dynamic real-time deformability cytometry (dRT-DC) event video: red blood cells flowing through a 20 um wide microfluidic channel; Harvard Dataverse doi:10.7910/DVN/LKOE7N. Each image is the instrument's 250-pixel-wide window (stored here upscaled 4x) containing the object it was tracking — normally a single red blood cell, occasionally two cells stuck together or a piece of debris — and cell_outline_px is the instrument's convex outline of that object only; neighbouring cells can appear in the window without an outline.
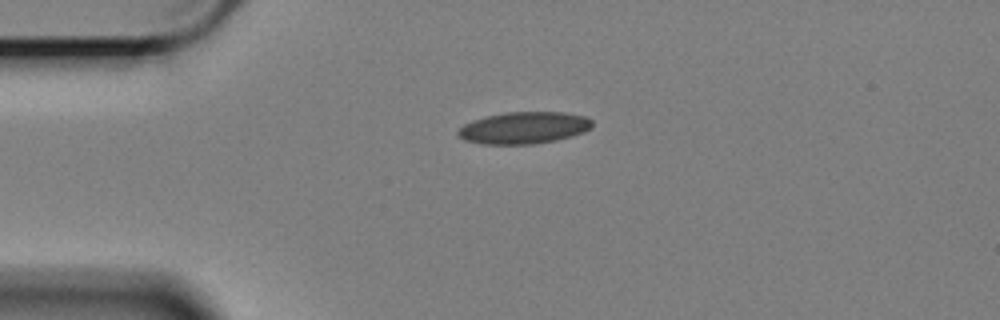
{"species": "Egyptian fruit bat (a non-hibernating species)", "species_latin": "Rousettus aegyptiacus", "temperature_condition": "cold", "stored_images_in_passage": 46, "camera_frame_rate_fps": 3000, "um_per_image_px": 0.085, "animal": {"sex": "female"}, "frame": {"image": 1, "passage_image": 1, "time_ms": 0.0, "image_size_px": [1000, 320], "cell_outline_px": [[592, 128], [584, 132], [572, 136], [556, 140], [536, 144], [484, 144], [464, 140], [456, 136], [456, 132], [464, 124], [472, 120], [484, 116], [504, 112], [564, 112], [584, 116], [592, 120]], "centroid_in_image_um": [44.51, 10.86], "position_along_channel_um": 40.5, "area_um2": 25.2}}
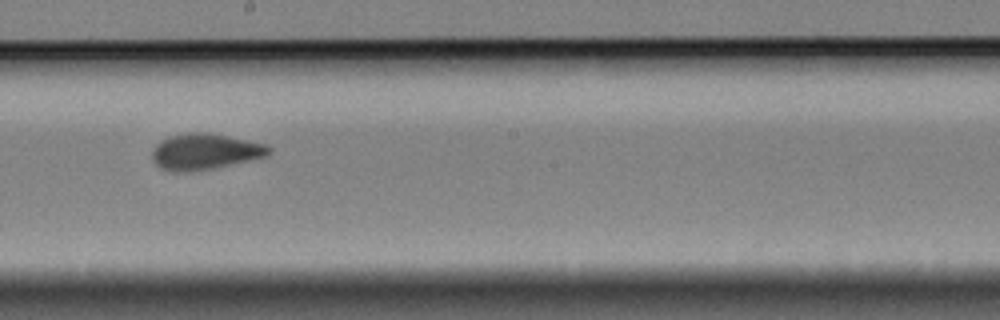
{"frame": {"image": 2, "passage_image": 20, "time_ms": 6.333, "image_size_px": [1000, 320], "cell_outline_px": [[272, 152], [268, 156], [212, 168], [188, 172], [172, 172], [160, 168], [152, 160], [152, 152], [156, 144], [160, 140], [168, 136], [188, 132], [208, 132], [268, 144], [272, 148]], "centroid_in_image_um": [17.42, 12.88], "position_along_channel_um": 230.8, "area_um2": 24.74}}
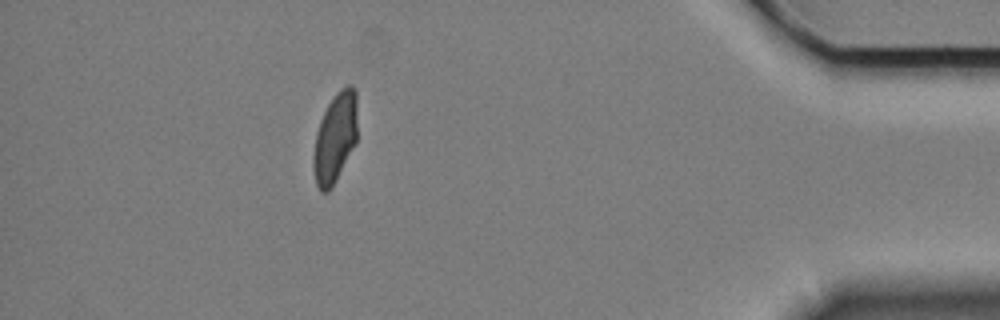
{"frame": {"image": 3, "passage_image": 40, "time_ms": 13.0, "image_size_px": [1000, 320], "cell_outline_px": [[356, 144], [332, 188], [328, 192], [320, 192], [316, 184], [312, 168], [312, 156], [316, 132], [320, 120], [332, 96], [340, 88], [348, 84], [352, 84], [356, 88]], "centroid_in_image_um": [28.47, 11.72], "position_along_channel_um": 406.7, "area_um2": 23.52}, "authors_computed_cell_mechanics": {"area_um2": 24.1604, "velocity_mm_per_s": 3.3829, "shape_relaxation_time_tau1_ms": 5.4672, "shape_relaxation_time_tau2_ms": 1.1616, "deformation_change_tau1": 0.1507, "deformation_change_tau2": 0.0765}}